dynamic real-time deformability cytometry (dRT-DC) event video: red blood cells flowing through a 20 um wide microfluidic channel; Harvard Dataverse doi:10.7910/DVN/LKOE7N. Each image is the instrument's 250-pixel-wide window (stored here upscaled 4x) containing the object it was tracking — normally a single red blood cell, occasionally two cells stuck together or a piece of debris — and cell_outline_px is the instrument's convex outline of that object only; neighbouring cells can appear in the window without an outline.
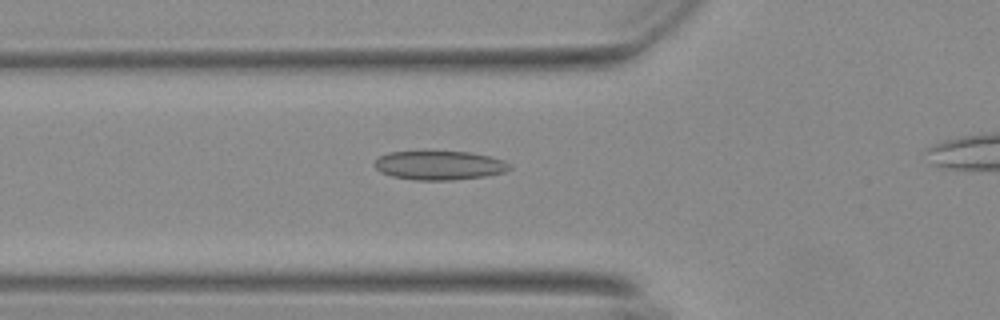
{"species": "Egyptian fruit bat (a non-hibernating species)", "species_latin": "Rousettus aegyptiacus", "temperature_condition": "warm", "stored_images_in_passage": 44, "camera_frame_rate_fps": 3000, "um_per_image_px": 0.085, "animal": {"sex": "female"}, "frame": {"image": 1, "passage_image": 15, "time_ms": 4.667, "image_size_px": [1000, 320], "cell_outline_px": [[512, 168], [504, 172], [484, 176], [452, 180], [416, 180], [392, 176], [380, 172], [372, 164], [380, 156], [388, 152], [424, 148], [472, 152], [504, 160]], "centroid_in_image_um": [37.28, 13.99], "position_along_channel_um": 88.5, "area_um2": 23.87}}
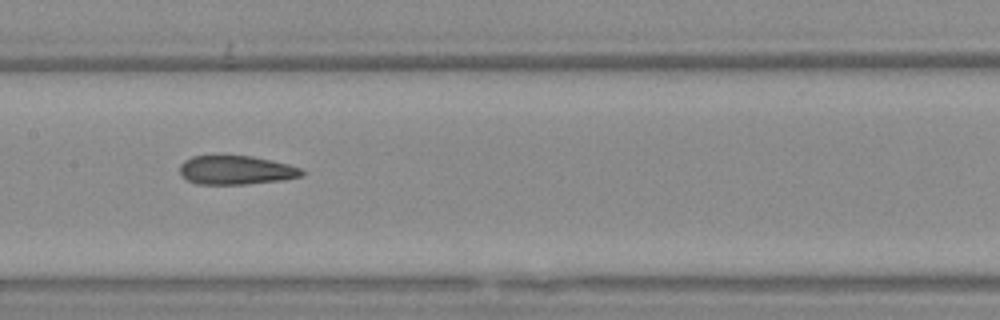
{"frame": {"image": 2, "passage_image": 23, "time_ms": 7.333, "image_size_px": [1000, 320], "cell_outline_px": [[304, 176], [280, 180], [244, 184], [196, 184], [180, 176], [180, 164], [184, 160], [192, 156], [216, 152], [252, 156], [272, 160], [288, 164], [300, 168], [304, 172]], "centroid_in_image_um": [19.99, 14.4], "position_along_channel_um": 187.4, "area_um2": 21.39}}
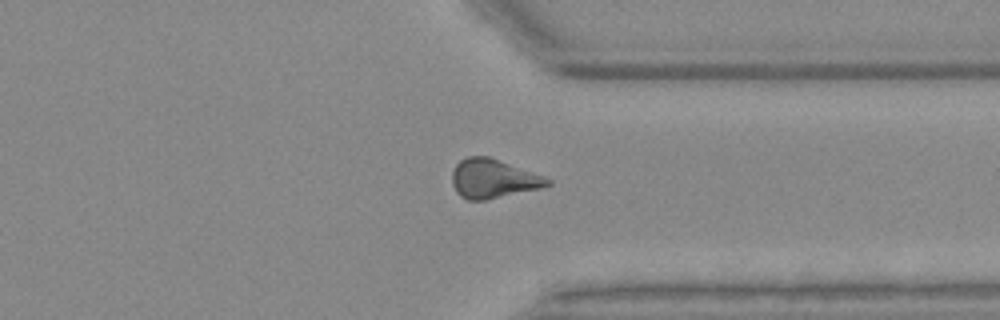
{"frame": {"image": 3, "passage_image": 38, "time_ms": 12.333, "image_size_px": [1000, 320], "cell_outline_px": [[552, 184], [544, 188], [484, 200], [468, 200], [460, 196], [456, 192], [452, 184], [452, 172], [456, 164], [460, 160], [468, 156], [488, 156], [544, 176], [552, 180]], "centroid_in_image_um": [41.93, 15.2], "position_along_channel_um": 369.5, "area_um2": 21.79}}